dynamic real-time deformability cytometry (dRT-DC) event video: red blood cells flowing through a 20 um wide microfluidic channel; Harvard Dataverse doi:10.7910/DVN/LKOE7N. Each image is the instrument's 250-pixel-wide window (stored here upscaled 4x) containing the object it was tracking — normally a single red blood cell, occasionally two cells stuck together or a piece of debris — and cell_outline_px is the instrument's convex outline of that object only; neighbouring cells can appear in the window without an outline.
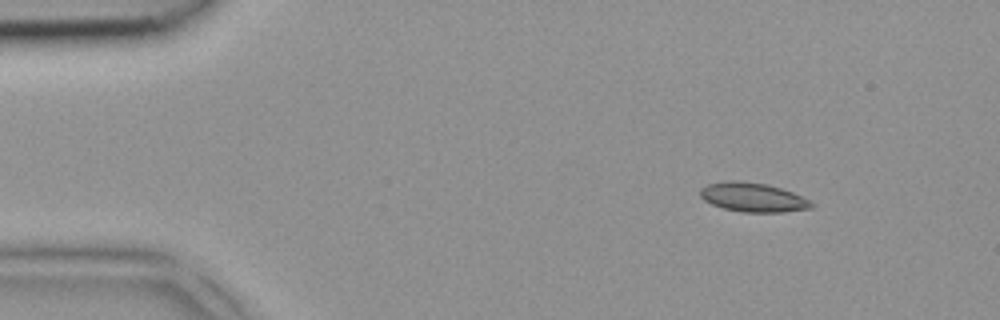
{"species": "common noctule bat (a hibernating species)", "species_latin": "Nyctalus noctula", "temperature_condition": "room temperature", "stored_images_in_passage": 2, "camera_frame_rate_fps": 3000, "um_per_image_px": 0.085, "animal": {"sex": "female", "body_mass_g": 18.4}, "frame": {"image": 1, "passage_image": 1, "time_ms": 0.0, "image_size_px": [1000, 320], "cell_outline_px": [[816, 204], [812, 208], [784, 212], [740, 212], [724, 208], [712, 204], [704, 200], [700, 196], [700, 188], [708, 184], [728, 180], [740, 180], [768, 184], [792, 192]], "centroid_in_image_um": [63.99, 16.77], "position_along_channel_um": 21.0, "area_um2": 18.96}}